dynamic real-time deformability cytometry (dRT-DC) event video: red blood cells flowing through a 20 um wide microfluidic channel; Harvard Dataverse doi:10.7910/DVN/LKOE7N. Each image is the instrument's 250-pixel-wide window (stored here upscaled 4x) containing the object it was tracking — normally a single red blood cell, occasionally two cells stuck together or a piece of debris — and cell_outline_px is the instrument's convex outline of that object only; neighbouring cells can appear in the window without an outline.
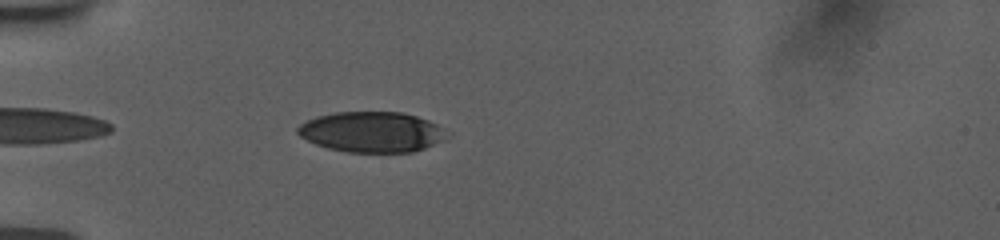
{"species": "human", "species_latin": "Homo sapiens", "temperature_condition": "room temperature", "stored_images_in_passage": 38, "camera_frame_rate_fps": 3000, "um_per_image_px": 0.085, "donor": {"sex": "female"}, "frame": {"image": 1, "passage_image": 3, "time_ms": 0.667, "image_size_px": [1000, 240], "cell_outline_px": [[452, 136], [444, 140], [424, 148], [412, 152], [348, 152], [328, 148], [316, 144], [300, 136], [296, 132], [296, 128], [300, 124], [316, 116], [336, 112], [404, 112], [428, 120], [452, 132]], "centroid_in_image_um": [31.65, 11.21], "position_along_channel_um": 53.3, "area_um2": 35.49}}
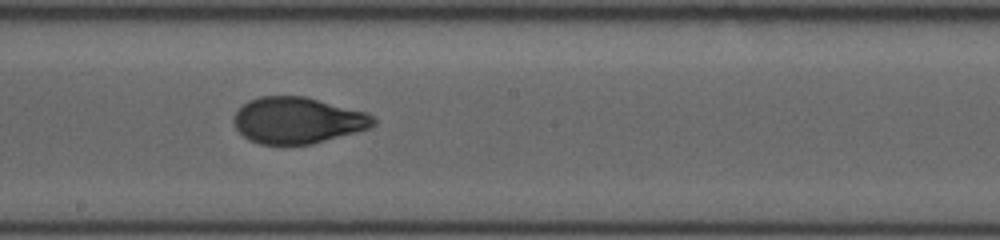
{"frame": {"image": 2, "passage_image": 18, "time_ms": 5.667, "image_size_px": [1000, 240], "cell_outline_px": [[376, 124], [368, 128], [312, 144], [260, 144], [248, 140], [236, 128], [232, 120], [232, 116], [248, 100], [260, 96], [304, 96], [368, 112], [376, 120]], "centroid_in_image_um": [25.28, 10.22], "position_along_channel_um": 222.9, "area_um2": 37.63}}
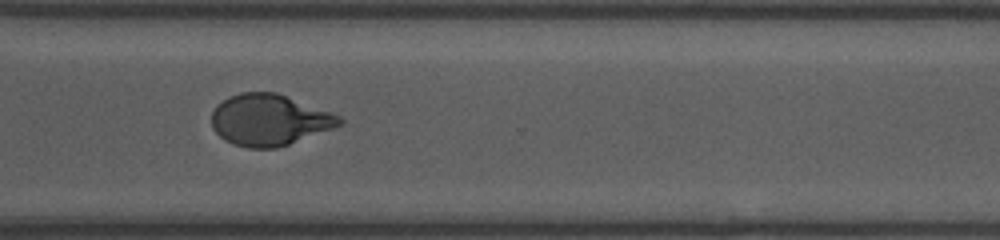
{"frame": {"image": 3, "passage_image": 28, "time_ms": 9.0, "image_size_px": [1000, 240], "cell_outline_px": [[344, 124], [288, 144], [276, 148], [248, 148], [224, 140], [212, 128], [212, 112], [216, 104], [228, 96], [240, 92], [276, 92], [332, 112], [340, 116], [344, 120]], "centroid_in_image_um": [22.88, 10.18], "position_along_channel_um": 347.7, "area_um2": 38.26}, "authors_computed_cell_mechanics": {"area_um2": 38.2925, "velocity_mm_per_s": 3.7615, "shape_relaxation_time_tau1_ms": 4.6838, "shape_relaxation_time_tau2_ms": 0.8555, "deformation_change_tau1": 0.1863, "deformation_change_tau2": 0.0601}}